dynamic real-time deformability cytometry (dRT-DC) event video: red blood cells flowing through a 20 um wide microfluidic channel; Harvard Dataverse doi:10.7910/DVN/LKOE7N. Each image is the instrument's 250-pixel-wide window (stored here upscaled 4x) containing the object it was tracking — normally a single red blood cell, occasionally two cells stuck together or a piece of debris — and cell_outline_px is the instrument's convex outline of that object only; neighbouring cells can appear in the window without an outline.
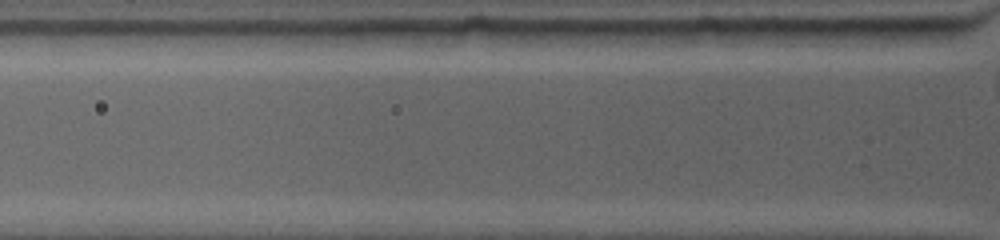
{"species": "common noctule bat (a hibernating species)", "species_latin": "Nyctalus noctula", "temperature_condition": "warm", "stored_images_in_passage": 3, "segment_of_instrument_passage": [1, 2], "camera_frame_rate_fps": 4500, "um_per_image_px": 0.085, "animal": {"sex": "female", "body_mass_g": 19.0, "forearm_length_mm": 53.3}, "frame": {"image": 1, "passage_image": 2, "time_ms": 0.889, "image_size_px": [1000, 240], "cell_outline_px": [[652, 32], [636, 48], [580, 48], [544, 44], [532, 32], [544, 28], [568, 28]], "centroid_in_image_um": [50.24, 3.23], "position_along_channel_um": 75.6, "area_um2": 13.64}}